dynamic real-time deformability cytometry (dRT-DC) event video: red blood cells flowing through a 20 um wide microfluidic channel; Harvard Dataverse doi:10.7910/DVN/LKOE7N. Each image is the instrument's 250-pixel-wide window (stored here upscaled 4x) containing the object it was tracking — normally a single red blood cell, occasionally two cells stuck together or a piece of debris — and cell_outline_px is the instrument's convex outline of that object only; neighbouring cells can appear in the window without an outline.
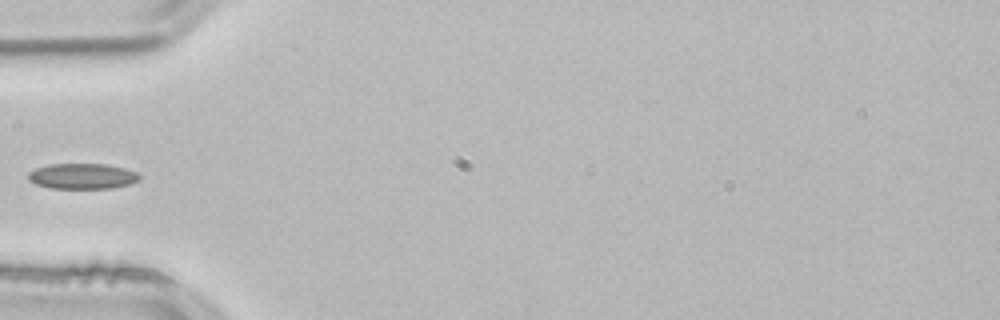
{"species": "common noctule bat (a hibernating species)", "species_latin": "Nyctalus noctula", "temperature_condition": "room temperature", "stored_images_in_passage": 3, "camera_frame_rate_fps": 3000, "um_per_image_px": 0.085, "animal": {"sex": "male", "body_mass_g": 21.5, "forearm_length_mm": 52.0}, "frame": {"image": 1, "passage_image": 3, "time_ms": 0.667, "image_size_px": [1000, 320], "cell_outline_px": [[140, 180], [128, 184], [112, 188], [52, 188], [36, 184], [28, 180], [28, 172], [36, 168], [48, 164], [104, 164], [124, 168], [136, 172], [140, 176]], "centroid_in_image_um": [6.98, 14.97], "position_along_channel_um": 78.0, "area_um2": 16.47}}